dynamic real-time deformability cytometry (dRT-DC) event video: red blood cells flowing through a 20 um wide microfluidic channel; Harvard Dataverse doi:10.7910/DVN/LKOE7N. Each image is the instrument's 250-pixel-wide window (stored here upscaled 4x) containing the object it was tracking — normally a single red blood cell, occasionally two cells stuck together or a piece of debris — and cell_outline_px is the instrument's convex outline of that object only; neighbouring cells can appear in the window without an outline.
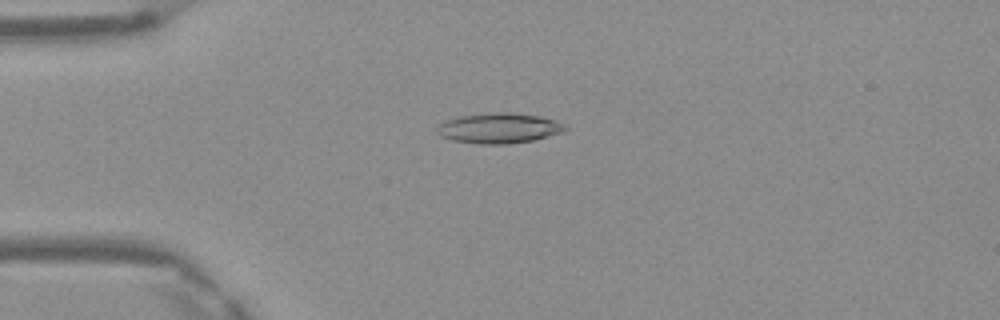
{"species": "Egyptian fruit bat (a non-hibernating species)", "species_latin": "Rousettus aegyptiacus", "temperature_condition": "warm", "stored_images_in_passage": 48, "camera_frame_rate_fps": 3000, "um_per_image_px": 0.085, "frame": {"image": 1, "passage_image": 12, "time_ms": 3.667, "image_size_px": [1000, 320], "cell_outline_px": [[568, 128], [560, 132], [548, 136], [532, 140], [508, 144], [476, 144], [452, 140], [440, 136], [436, 132], [436, 128], [440, 124], [448, 120], [460, 116], [488, 112], [508, 112], [540, 116], [556, 120], [564, 124]], "centroid_in_image_um": [42.39, 10.89], "position_along_channel_um": 42.6, "area_um2": 22.6}}
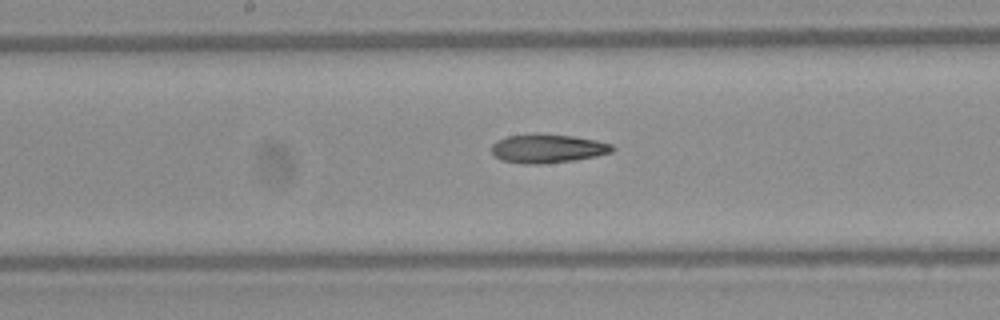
{"frame": {"image": 2, "passage_image": 25, "time_ms": 8.0, "image_size_px": [1000, 320], "cell_outline_px": [[616, 148], [612, 152], [596, 156], [576, 160], [540, 164], [524, 164], [500, 160], [492, 152], [492, 144], [496, 140], [508, 136], [532, 132], [540, 132], [572, 136], [596, 140], [612, 144]], "centroid_in_image_um": [46.54, 12.6], "position_along_channel_um": 201.7, "area_um2": 20.69}}
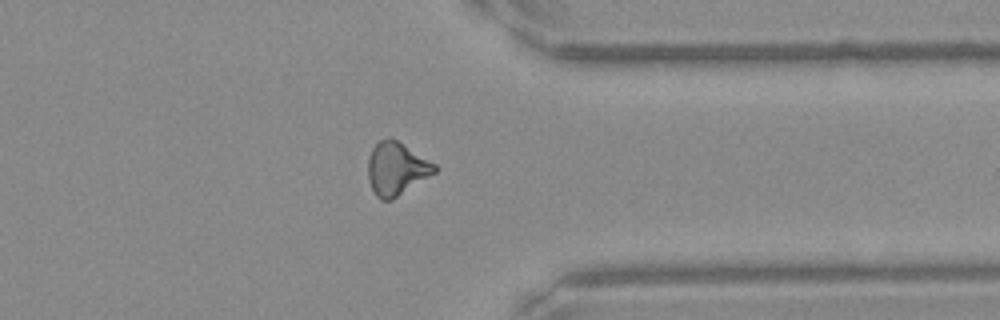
{"frame": {"image": 3, "passage_image": 38, "time_ms": 12.333, "image_size_px": [1000, 320], "cell_outline_px": [[436, 172], [392, 200], [380, 200], [376, 196], [368, 180], [368, 156], [372, 148], [380, 140], [388, 136], [396, 140], [436, 164]], "centroid_in_image_um": [33.67, 14.34], "position_along_channel_um": 377.7, "area_um2": 20.46}, "authors_computed_cell_mechanics": {"area_um2": 20.4323, "velocity_mm_per_s": 4.1914, "shape_relaxation_time_tau1_ms": null, "shape_relaxation_time_tau2_ms": 6.8642, "deformation_change_tau1": null, "deformation_change_tau2": 0.2054}}